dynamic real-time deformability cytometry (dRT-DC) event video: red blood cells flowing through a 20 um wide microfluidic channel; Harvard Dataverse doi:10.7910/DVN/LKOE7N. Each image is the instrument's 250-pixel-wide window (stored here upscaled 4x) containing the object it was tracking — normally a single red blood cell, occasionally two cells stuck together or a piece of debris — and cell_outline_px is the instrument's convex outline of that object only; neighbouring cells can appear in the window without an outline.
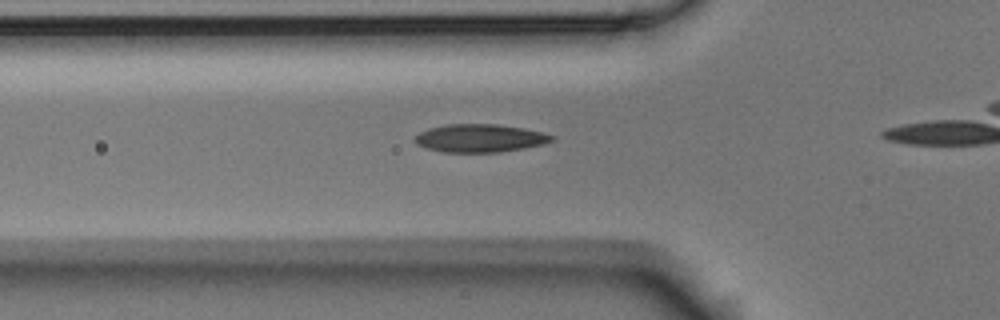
{"species": "Egyptian fruit bat (a non-hibernating species)", "species_latin": "Rousettus aegyptiacus", "temperature_condition": "room temperature", "stored_images_in_passage": 17, "camera_frame_rate_fps": 3000, "um_per_image_px": 0.085, "animal": {"sex": "male"}, "frame": {"image": 1, "passage_image": 12, "time_ms": 3.667, "image_size_px": [1000, 320], "cell_outline_px": [[556, 140], [544, 144], [524, 148], [500, 152], [444, 152], [428, 148], [416, 144], [416, 136], [420, 132], [428, 128], [448, 124], [496, 124], [524, 128], [544, 132], [556, 136]], "centroid_in_image_um": [40.87, 11.74], "position_along_channel_um": 84.9, "area_um2": 22.43}}
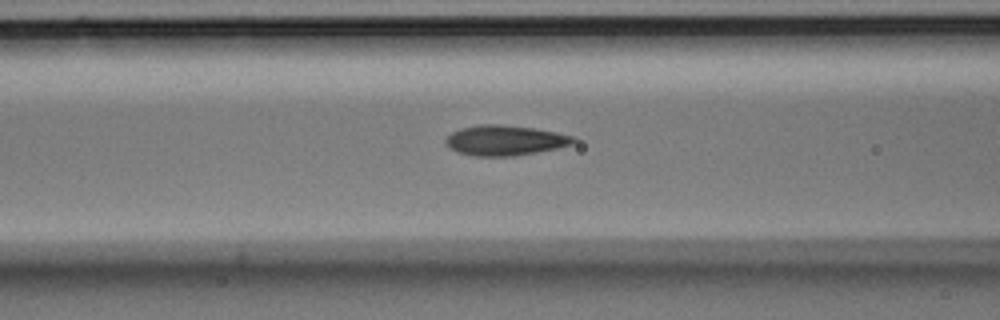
{"frame": {"image": 2, "passage_image": 15, "time_ms": 4.667, "image_size_px": [1000, 320], "cell_outline_px": [[580, 140], [572, 144], [556, 148], [516, 156], [472, 156], [456, 152], [448, 148], [444, 140], [452, 132], [460, 128], [480, 124], [500, 124], [532, 128], [556, 132], [576, 136]], "centroid_in_image_um": [42.92, 11.93], "position_along_channel_um": 123.7, "area_um2": 22.72}}